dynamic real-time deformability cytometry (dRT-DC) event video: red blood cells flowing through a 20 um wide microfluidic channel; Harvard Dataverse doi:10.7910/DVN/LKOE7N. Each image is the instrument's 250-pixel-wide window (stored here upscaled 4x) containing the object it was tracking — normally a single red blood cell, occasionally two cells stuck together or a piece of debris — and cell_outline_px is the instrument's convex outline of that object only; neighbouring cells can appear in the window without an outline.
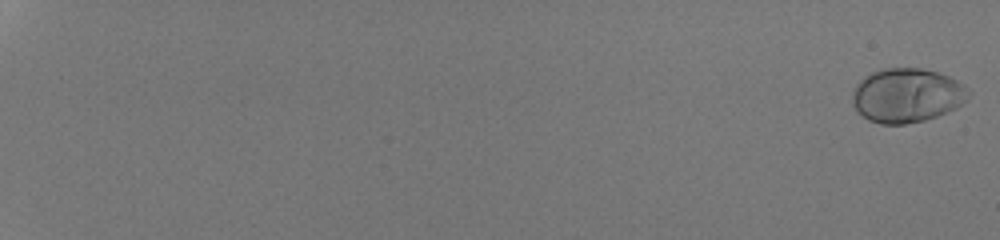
{"species": "human", "species_latin": "Homo sapiens", "temperature_condition": "room temperature", "stored_images_in_passage": 20, "camera_frame_rate_fps": 3000, "um_per_image_px": 0.085, "donor": {"sex": "male"}, "frame": {"image": 1, "passage_image": 1, "time_ms": 0.0, "image_size_px": [1000, 240], "cell_outline_px": [[968, 96], [956, 108], [936, 116], [924, 120], [904, 124], [880, 124], [868, 120], [856, 112], [852, 104], [852, 92], [856, 84], [860, 80], [872, 72], [884, 68], [920, 68], [936, 72], [948, 76], [964, 84], [968, 92]], "centroid_in_image_um": [77.03, 8.11], "position_along_channel_um": 8.0, "area_um2": 36.59}}
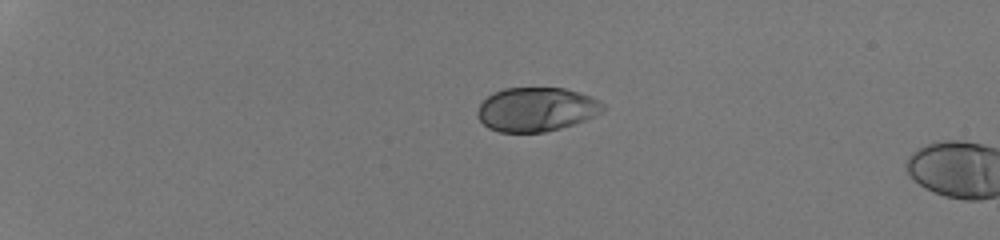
{"frame": {"image": 2, "passage_image": 16, "time_ms": 5.0, "image_size_px": [1000, 240], "cell_outline_px": [[604, 108], [600, 112], [584, 120], [560, 128], [544, 132], [500, 132], [488, 128], [476, 116], [476, 112], [480, 104], [492, 92], [504, 88], [564, 88], [580, 92], [604, 104]], "centroid_in_image_um": [45.53, 9.29], "position_along_channel_um": 39.5, "area_um2": 31.96}}